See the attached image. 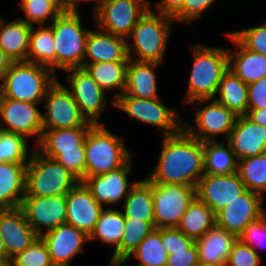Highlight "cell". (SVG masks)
Here are the masks:
<instances>
[{
    "instance_id": "obj_1",
    "label": "cell",
    "mask_w": 266,
    "mask_h": 266,
    "mask_svg": "<svg viewBox=\"0 0 266 266\" xmlns=\"http://www.w3.org/2000/svg\"><path fill=\"white\" fill-rule=\"evenodd\" d=\"M157 165L147 179L154 184H176L196 187L204 175L203 142L183 128L174 135L162 136Z\"/></svg>"
},
{
    "instance_id": "obj_2",
    "label": "cell",
    "mask_w": 266,
    "mask_h": 266,
    "mask_svg": "<svg viewBox=\"0 0 266 266\" xmlns=\"http://www.w3.org/2000/svg\"><path fill=\"white\" fill-rule=\"evenodd\" d=\"M193 66L188 80L186 105L195 100L214 99L220 80L229 68L228 48L191 46Z\"/></svg>"
},
{
    "instance_id": "obj_3",
    "label": "cell",
    "mask_w": 266,
    "mask_h": 266,
    "mask_svg": "<svg viewBox=\"0 0 266 266\" xmlns=\"http://www.w3.org/2000/svg\"><path fill=\"white\" fill-rule=\"evenodd\" d=\"M172 21V17L148 8L127 38L128 58L138 62L162 63Z\"/></svg>"
},
{
    "instance_id": "obj_4",
    "label": "cell",
    "mask_w": 266,
    "mask_h": 266,
    "mask_svg": "<svg viewBox=\"0 0 266 266\" xmlns=\"http://www.w3.org/2000/svg\"><path fill=\"white\" fill-rule=\"evenodd\" d=\"M55 73L41 64L28 61L13 62L0 79V93L16 101L43 103Z\"/></svg>"
},
{
    "instance_id": "obj_5",
    "label": "cell",
    "mask_w": 266,
    "mask_h": 266,
    "mask_svg": "<svg viewBox=\"0 0 266 266\" xmlns=\"http://www.w3.org/2000/svg\"><path fill=\"white\" fill-rule=\"evenodd\" d=\"M26 169L25 196L66 195L80 180L55 159L31 149Z\"/></svg>"
},
{
    "instance_id": "obj_6",
    "label": "cell",
    "mask_w": 266,
    "mask_h": 266,
    "mask_svg": "<svg viewBox=\"0 0 266 266\" xmlns=\"http://www.w3.org/2000/svg\"><path fill=\"white\" fill-rule=\"evenodd\" d=\"M86 177L108 173L123 167L132 154L123 137L107 130L104 125H93L85 138Z\"/></svg>"
},
{
    "instance_id": "obj_7",
    "label": "cell",
    "mask_w": 266,
    "mask_h": 266,
    "mask_svg": "<svg viewBox=\"0 0 266 266\" xmlns=\"http://www.w3.org/2000/svg\"><path fill=\"white\" fill-rule=\"evenodd\" d=\"M81 21L79 11H63L51 22L55 43V71L56 68L64 71L83 68L90 29L83 28Z\"/></svg>"
},
{
    "instance_id": "obj_8",
    "label": "cell",
    "mask_w": 266,
    "mask_h": 266,
    "mask_svg": "<svg viewBox=\"0 0 266 266\" xmlns=\"http://www.w3.org/2000/svg\"><path fill=\"white\" fill-rule=\"evenodd\" d=\"M160 101L159 97L143 99L123 93L114 99V106L139 122L156 126L163 136L174 135L182 129L183 119L176 108Z\"/></svg>"
},
{
    "instance_id": "obj_9",
    "label": "cell",
    "mask_w": 266,
    "mask_h": 266,
    "mask_svg": "<svg viewBox=\"0 0 266 266\" xmlns=\"http://www.w3.org/2000/svg\"><path fill=\"white\" fill-rule=\"evenodd\" d=\"M205 102L210 103L200 109ZM190 104H193L196 109L195 124L189 125L190 123L184 122L183 119L182 128L190 136L202 142L216 141L218 135H224L223 140L226 141L238 116L215 99H200Z\"/></svg>"
},
{
    "instance_id": "obj_10",
    "label": "cell",
    "mask_w": 266,
    "mask_h": 266,
    "mask_svg": "<svg viewBox=\"0 0 266 266\" xmlns=\"http://www.w3.org/2000/svg\"><path fill=\"white\" fill-rule=\"evenodd\" d=\"M43 103L46 109V113L42 114L43 130L94 125L81 114L70 90L64 83L58 81V78L47 89Z\"/></svg>"
},
{
    "instance_id": "obj_11",
    "label": "cell",
    "mask_w": 266,
    "mask_h": 266,
    "mask_svg": "<svg viewBox=\"0 0 266 266\" xmlns=\"http://www.w3.org/2000/svg\"><path fill=\"white\" fill-rule=\"evenodd\" d=\"M149 4L148 0H101L92 16L101 30L127 39Z\"/></svg>"
},
{
    "instance_id": "obj_12",
    "label": "cell",
    "mask_w": 266,
    "mask_h": 266,
    "mask_svg": "<svg viewBox=\"0 0 266 266\" xmlns=\"http://www.w3.org/2000/svg\"><path fill=\"white\" fill-rule=\"evenodd\" d=\"M154 227L177 228L182 215L196 197V187L152 183Z\"/></svg>"
},
{
    "instance_id": "obj_13",
    "label": "cell",
    "mask_w": 266,
    "mask_h": 266,
    "mask_svg": "<svg viewBox=\"0 0 266 266\" xmlns=\"http://www.w3.org/2000/svg\"><path fill=\"white\" fill-rule=\"evenodd\" d=\"M38 105L40 103L16 101L1 95L0 129L22 135L27 140L37 135V145L43 133L42 113L37 109Z\"/></svg>"
},
{
    "instance_id": "obj_14",
    "label": "cell",
    "mask_w": 266,
    "mask_h": 266,
    "mask_svg": "<svg viewBox=\"0 0 266 266\" xmlns=\"http://www.w3.org/2000/svg\"><path fill=\"white\" fill-rule=\"evenodd\" d=\"M66 81L69 90L78 104L81 114L88 122L100 124L102 112L106 109V91L102 89L84 68H71Z\"/></svg>"
},
{
    "instance_id": "obj_15",
    "label": "cell",
    "mask_w": 266,
    "mask_h": 266,
    "mask_svg": "<svg viewBox=\"0 0 266 266\" xmlns=\"http://www.w3.org/2000/svg\"><path fill=\"white\" fill-rule=\"evenodd\" d=\"M262 201L261 195L246 189L236 199L216 212V225L238 238L250 223L266 213Z\"/></svg>"
},
{
    "instance_id": "obj_16",
    "label": "cell",
    "mask_w": 266,
    "mask_h": 266,
    "mask_svg": "<svg viewBox=\"0 0 266 266\" xmlns=\"http://www.w3.org/2000/svg\"><path fill=\"white\" fill-rule=\"evenodd\" d=\"M20 208L27 222L39 236L66 224V195L24 196Z\"/></svg>"
},
{
    "instance_id": "obj_17",
    "label": "cell",
    "mask_w": 266,
    "mask_h": 266,
    "mask_svg": "<svg viewBox=\"0 0 266 266\" xmlns=\"http://www.w3.org/2000/svg\"><path fill=\"white\" fill-rule=\"evenodd\" d=\"M245 190L237 172L226 175L204 174L196 185V197L216 213Z\"/></svg>"
},
{
    "instance_id": "obj_18",
    "label": "cell",
    "mask_w": 266,
    "mask_h": 266,
    "mask_svg": "<svg viewBox=\"0 0 266 266\" xmlns=\"http://www.w3.org/2000/svg\"><path fill=\"white\" fill-rule=\"evenodd\" d=\"M131 160L132 158L119 169L93 177H85L81 181L103 207L116 205L125 200L130 189L136 184L135 181L130 183L127 177L132 170Z\"/></svg>"
},
{
    "instance_id": "obj_19",
    "label": "cell",
    "mask_w": 266,
    "mask_h": 266,
    "mask_svg": "<svg viewBox=\"0 0 266 266\" xmlns=\"http://www.w3.org/2000/svg\"><path fill=\"white\" fill-rule=\"evenodd\" d=\"M103 209L81 181L66 194V224L82 230L88 236Z\"/></svg>"
},
{
    "instance_id": "obj_20",
    "label": "cell",
    "mask_w": 266,
    "mask_h": 266,
    "mask_svg": "<svg viewBox=\"0 0 266 266\" xmlns=\"http://www.w3.org/2000/svg\"><path fill=\"white\" fill-rule=\"evenodd\" d=\"M45 242L54 266H70L74 257L83 250L89 236L74 226L63 224L44 232Z\"/></svg>"
},
{
    "instance_id": "obj_21",
    "label": "cell",
    "mask_w": 266,
    "mask_h": 266,
    "mask_svg": "<svg viewBox=\"0 0 266 266\" xmlns=\"http://www.w3.org/2000/svg\"><path fill=\"white\" fill-rule=\"evenodd\" d=\"M0 235L4 241L8 259L27 249L39 235L27 222L20 207L0 209Z\"/></svg>"
},
{
    "instance_id": "obj_22",
    "label": "cell",
    "mask_w": 266,
    "mask_h": 266,
    "mask_svg": "<svg viewBox=\"0 0 266 266\" xmlns=\"http://www.w3.org/2000/svg\"><path fill=\"white\" fill-rule=\"evenodd\" d=\"M96 28L88 33L83 67L97 62H128L127 39Z\"/></svg>"
},
{
    "instance_id": "obj_23",
    "label": "cell",
    "mask_w": 266,
    "mask_h": 266,
    "mask_svg": "<svg viewBox=\"0 0 266 266\" xmlns=\"http://www.w3.org/2000/svg\"><path fill=\"white\" fill-rule=\"evenodd\" d=\"M226 142L236 158H248L266 152V127L253 123L245 115L238 116Z\"/></svg>"
},
{
    "instance_id": "obj_24",
    "label": "cell",
    "mask_w": 266,
    "mask_h": 266,
    "mask_svg": "<svg viewBox=\"0 0 266 266\" xmlns=\"http://www.w3.org/2000/svg\"><path fill=\"white\" fill-rule=\"evenodd\" d=\"M225 35L238 48H228L229 69L247 85L266 77V56L246 49L230 32Z\"/></svg>"
},
{
    "instance_id": "obj_25",
    "label": "cell",
    "mask_w": 266,
    "mask_h": 266,
    "mask_svg": "<svg viewBox=\"0 0 266 266\" xmlns=\"http://www.w3.org/2000/svg\"><path fill=\"white\" fill-rule=\"evenodd\" d=\"M27 163H0V209L20 207L26 191Z\"/></svg>"
},
{
    "instance_id": "obj_26",
    "label": "cell",
    "mask_w": 266,
    "mask_h": 266,
    "mask_svg": "<svg viewBox=\"0 0 266 266\" xmlns=\"http://www.w3.org/2000/svg\"><path fill=\"white\" fill-rule=\"evenodd\" d=\"M238 238L215 225L195 241L199 261L226 265L229 254Z\"/></svg>"
},
{
    "instance_id": "obj_27",
    "label": "cell",
    "mask_w": 266,
    "mask_h": 266,
    "mask_svg": "<svg viewBox=\"0 0 266 266\" xmlns=\"http://www.w3.org/2000/svg\"><path fill=\"white\" fill-rule=\"evenodd\" d=\"M158 66L159 63L155 62H138L129 59L124 93L136 98H158L155 73Z\"/></svg>"
},
{
    "instance_id": "obj_28",
    "label": "cell",
    "mask_w": 266,
    "mask_h": 266,
    "mask_svg": "<svg viewBox=\"0 0 266 266\" xmlns=\"http://www.w3.org/2000/svg\"><path fill=\"white\" fill-rule=\"evenodd\" d=\"M90 128L43 130L42 137L35 148L44 156L55 159L60 151L78 150V146H85V138Z\"/></svg>"
},
{
    "instance_id": "obj_29",
    "label": "cell",
    "mask_w": 266,
    "mask_h": 266,
    "mask_svg": "<svg viewBox=\"0 0 266 266\" xmlns=\"http://www.w3.org/2000/svg\"><path fill=\"white\" fill-rule=\"evenodd\" d=\"M32 26L17 18L6 21L0 15V47L14 61H27Z\"/></svg>"
},
{
    "instance_id": "obj_30",
    "label": "cell",
    "mask_w": 266,
    "mask_h": 266,
    "mask_svg": "<svg viewBox=\"0 0 266 266\" xmlns=\"http://www.w3.org/2000/svg\"><path fill=\"white\" fill-rule=\"evenodd\" d=\"M216 225V213L197 197L189 204L177 227L187 237L196 241Z\"/></svg>"
},
{
    "instance_id": "obj_31",
    "label": "cell",
    "mask_w": 266,
    "mask_h": 266,
    "mask_svg": "<svg viewBox=\"0 0 266 266\" xmlns=\"http://www.w3.org/2000/svg\"><path fill=\"white\" fill-rule=\"evenodd\" d=\"M217 94L219 97L214 99L237 116H244L248 112V85L231 69L228 68L223 74Z\"/></svg>"
},
{
    "instance_id": "obj_32",
    "label": "cell",
    "mask_w": 266,
    "mask_h": 266,
    "mask_svg": "<svg viewBox=\"0 0 266 266\" xmlns=\"http://www.w3.org/2000/svg\"><path fill=\"white\" fill-rule=\"evenodd\" d=\"M123 215L125 218L149 221L154 226V203L152 182L147 178L136 181L124 200Z\"/></svg>"
},
{
    "instance_id": "obj_33",
    "label": "cell",
    "mask_w": 266,
    "mask_h": 266,
    "mask_svg": "<svg viewBox=\"0 0 266 266\" xmlns=\"http://www.w3.org/2000/svg\"><path fill=\"white\" fill-rule=\"evenodd\" d=\"M127 66L128 62H97L86 64L83 68L105 91H118L110 102L114 106V99L124 93Z\"/></svg>"
},
{
    "instance_id": "obj_34",
    "label": "cell",
    "mask_w": 266,
    "mask_h": 266,
    "mask_svg": "<svg viewBox=\"0 0 266 266\" xmlns=\"http://www.w3.org/2000/svg\"><path fill=\"white\" fill-rule=\"evenodd\" d=\"M204 174L226 175L237 172L238 159L230 144L216 141L203 142Z\"/></svg>"
},
{
    "instance_id": "obj_35",
    "label": "cell",
    "mask_w": 266,
    "mask_h": 266,
    "mask_svg": "<svg viewBox=\"0 0 266 266\" xmlns=\"http://www.w3.org/2000/svg\"><path fill=\"white\" fill-rule=\"evenodd\" d=\"M125 228V217L122 211L114 208H104L89 235V241L99 239L103 244L115 247L120 246Z\"/></svg>"
},
{
    "instance_id": "obj_36",
    "label": "cell",
    "mask_w": 266,
    "mask_h": 266,
    "mask_svg": "<svg viewBox=\"0 0 266 266\" xmlns=\"http://www.w3.org/2000/svg\"><path fill=\"white\" fill-rule=\"evenodd\" d=\"M27 61L49 67L55 73V43L52 27L40 25L30 31Z\"/></svg>"
},
{
    "instance_id": "obj_37",
    "label": "cell",
    "mask_w": 266,
    "mask_h": 266,
    "mask_svg": "<svg viewBox=\"0 0 266 266\" xmlns=\"http://www.w3.org/2000/svg\"><path fill=\"white\" fill-rule=\"evenodd\" d=\"M132 255L139 260V264L135 266H166L168 254L161 242V228H154L124 261L113 263L110 266H122L130 260Z\"/></svg>"
},
{
    "instance_id": "obj_38",
    "label": "cell",
    "mask_w": 266,
    "mask_h": 266,
    "mask_svg": "<svg viewBox=\"0 0 266 266\" xmlns=\"http://www.w3.org/2000/svg\"><path fill=\"white\" fill-rule=\"evenodd\" d=\"M154 228L155 227L149 221L125 218L123 237L120 246L116 250H113L114 252L110 258V265L124 261Z\"/></svg>"
},
{
    "instance_id": "obj_39",
    "label": "cell",
    "mask_w": 266,
    "mask_h": 266,
    "mask_svg": "<svg viewBox=\"0 0 266 266\" xmlns=\"http://www.w3.org/2000/svg\"><path fill=\"white\" fill-rule=\"evenodd\" d=\"M237 173L246 189L263 197L266 192V152L239 159Z\"/></svg>"
},
{
    "instance_id": "obj_40",
    "label": "cell",
    "mask_w": 266,
    "mask_h": 266,
    "mask_svg": "<svg viewBox=\"0 0 266 266\" xmlns=\"http://www.w3.org/2000/svg\"><path fill=\"white\" fill-rule=\"evenodd\" d=\"M19 7L26 17L20 19L31 26L45 25L46 20L53 21L63 12L59 0H20Z\"/></svg>"
},
{
    "instance_id": "obj_41",
    "label": "cell",
    "mask_w": 266,
    "mask_h": 266,
    "mask_svg": "<svg viewBox=\"0 0 266 266\" xmlns=\"http://www.w3.org/2000/svg\"><path fill=\"white\" fill-rule=\"evenodd\" d=\"M28 145L24 136L0 129V163H27Z\"/></svg>"
},
{
    "instance_id": "obj_42",
    "label": "cell",
    "mask_w": 266,
    "mask_h": 266,
    "mask_svg": "<svg viewBox=\"0 0 266 266\" xmlns=\"http://www.w3.org/2000/svg\"><path fill=\"white\" fill-rule=\"evenodd\" d=\"M10 266H54L48 248L39 236L27 249L10 261Z\"/></svg>"
},
{
    "instance_id": "obj_43",
    "label": "cell",
    "mask_w": 266,
    "mask_h": 266,
    "mask_svg": "<svg viewBox=\"0 0 266 266\" xmlns=\"http://www.w3.org/2000/svg\"><path fill=\"white\" fill-rule=\"evenodd\" d=\"M246 49L266 56V22L256 27L230 32Z\"/></svg>"
},
{
    "instance_id": "obj_44",
    "label": "cell",
    "mask_w": 266,
    "mask_h": 266,
    "mask_svg": "<svg viewBox=\"0 0 266 266\" xmlns=\"http://www.w3.org/2000/svg\"><path fill=\"white\" fill-rule=\"evenodd\" d=\"M55 160L61 163L80 181L86 177L85 146H78V150L60 151Z\"/></svg>"
},
{
    "instance_id": "obj_45",
    "label": "cell",
    "mask_w": 266,
    "mask_h": 266,
    "mask_svg": "<svg viewBox=\"0 0 266 266\" xmlns=\"http://www.w3.org/2000/svg\"><path fill=\"white\" fill-rule=\"evenodd\" d=\"M262 257L239 239L234 243L226 266H260Z\"/></svg>"
},
{
    "instance_id": "obj_46",
    "label": "cell",
    "mask_w": 266,
    "mask_h": 266,
    "mask_svg": "<svg viewBox=\"0 0 266 266\" xmlns=\"http://www.w3.org/2000/svg\"><path fill=\"white\" fill-rule=\"evenodd\" d=\"M238 239L252 247L256 252H258V248H266V213L258 220L250 223Z\"/></svg>"
},
{
    "instance_id": "obj_47",
    "label": "cell",
    "mask_w": 266,
    "mask_h": 266,
    "mask_svg": "<svg viewBox=\"0 0 266 266\" xmlns=\"http://www.w3.org/2000/svg\"><path fill=\"white\" fill-rule=\"evenodd\" d=\"M216 0H185L182 8L172 17L174 21H180L183 23L194 22L202 15H204L205 11L209 9V7Z\"/></svg>"
},
{
    "instance_id": "obj_48",
    "label": "cell",
    "mask_w": 266,
    "mask_h": 266,
    "mask_svg": "<svg viewBox=\"0 0 266 266\" xmlns=\"http://www.w3.org/2000/svg\"><path fill=\"white\" fill-rule=\"evenodd\" d=\"M161 242L168 255H172V251L188 250L195 243L178 228H161Z\"/></svg>"
},
{
    "instance_id": "obj_49",
    "label": "cell",
    "mask_w": 266,
    "mask_h": 266,
    "mask_svg": "<svg viewBox=\"0 0 266 266\" xmlns=\"http://www.w3.org/2000/svg\"><path fill=\"white\" fill-rule=\"evenodd\" d=\"M266 108V77L248 84V109Z\"/></svg>"
},
{
    "instance_id": "obj_50",
    "label": "cell",
    "mask_w": 266,
    "mask_h": 266,
    "mask_svg": "<svg viewBox=\"0 0 266 266\" xmlns=\"http://www.w3.org/2000/svg\"><path fill=\"white\" fill-rule=\"evenodd\" d=\"M198 262V250L194 243L188 250L172 251L166 266H197Z\"/></svg>"
},
{
    "instance_id": "obj_51",
    "label": "cell",
    "mask_w": 266,
    "mask_h": 266,
    "mask_svg": "<svg viewBox=\"0 0 266 266\" xmlns=\"http://www.w3.org/2000/svg\"><path fill=\"white\" fill-rule=\"evenodd\" d=\"M185 0H161L155 9H152L151 3L149 8L155 12L173 17L181 8Z\"/></svg>"
},
{
    "instance_id": "obj_52",
    "label": "cell",
    "mask_w": 266,
    "mask_h": 266,
    "mask_svg": "<svg viewBox=\"0 0 266 266\" xmlns=\"http://www.w3.org/2000/svg\"><path fill=\"white\" fill-rule=\"evenodd\" d=\"M96 2L93 12L97 9L99 3L101 0H59V4L62 8L63 11H73V12H78V3L80 2Z\"/></svg>"
},
{
    "instance_id": "obj_53",
    "label": "cell",
    "mask_w": 266,
    "mask_h": 266,
    "mask_svg": "<svg viewBox=\"0 0 266 266\" xmlns=\"http://www.w3.org/2000/svg\"><path fill=\"white\" fill-rule=\"evenodd\" d=\"M253 123L263 125L266 127V108L262 109H248L245 115Z\"/></svg>"
},
{
    "instance_id": "obj_54",
    "label": "cell",
    "mask_w": 266,
    "mask_h": 266,
    "mask_svg": "<svg viewBox=\"0 0 266 266\" xmlns=\"http://www.w3.org/2000/svg\"><path fill=\"white\" fill-rule=\"evenodd\" d=\"M13 62L14 61L0 47V79L10 69Z\"/></svg>"
},
{
    "instance_id": "obj_55",
    "label": "cell",
    "mask_w": 266,
    "mask_h": 266,
    "mask_svg": "<svg viewBox=\"0 0 266 266\" xmlns=\"http://www.w3.org/2000/svg\"><path fill=\"white\" fill-rule=\"evenodd\" d=\"M0 258H8L4 241L0 235Z\"/></svg>"
},
{
    "instance_id": "obj_56",
    "label": "cell",
    "mask_w": 266,
    "mask_h": 266,
    "mask_svg": "<svg viewBox=\"0 0 266 266\" xmlns=\"http://www.w3.org/2000/svg\"><path fill=\"white\" fill-rule=\"evenodd\" d=\"M197 266H226V265L214 264V263H205V262L199 261Z\"/></svg>"
},
{
    "instance_id": "obj_57",
    "label": "cell",
    "mask_w": 266,
    "mask_h": 266,
    "mask_svg": "<svg viewBox=\"0 0 266 266\" xmlns=\"http://www.w3.org/2000/svg\"><path fill=\"white\" fill-rule=\"evenodd\" d=\"M0 266H10V260L8 258H0Z\"/></svg>"
}]
</instances>
